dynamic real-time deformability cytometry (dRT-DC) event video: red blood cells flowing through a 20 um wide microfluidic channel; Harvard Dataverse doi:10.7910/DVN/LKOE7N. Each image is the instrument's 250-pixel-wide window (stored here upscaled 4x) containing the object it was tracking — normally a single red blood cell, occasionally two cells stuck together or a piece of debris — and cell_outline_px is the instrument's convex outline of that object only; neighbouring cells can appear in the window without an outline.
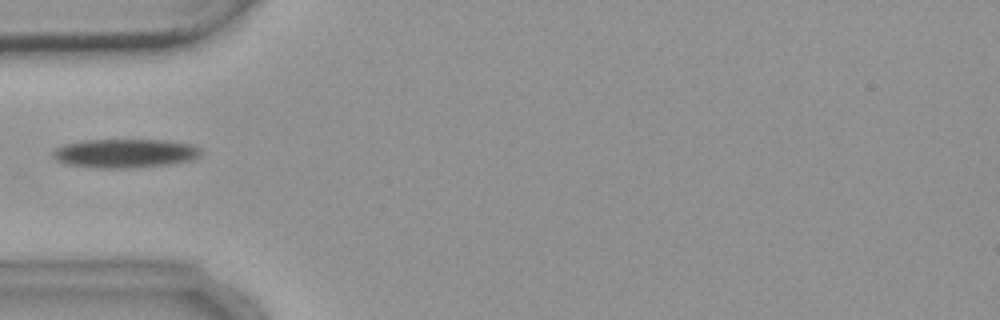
{"species": "common noctule bat (a hibernating species)", "species_latin": "Nyctalus noctula", "temperature_condition": "warm", "stored_images_in_passage": 3, "camera_frame_rate_fps": 3000, "um_per_image_px": 0.085, "animal": {"sex": "female", "body_mass_g": 18.4}, "frame": {"image": 1, "passage_image": 3, "time_ms": 3.0, "image_size_px": [1000, 320], "cell_outline_px": [[200, 156], [192, 160], [172, 164], [136, 168], [96, 168], [68, 164], [56, 160], [52, 156], [52, 152], [56, 148], [64, 144], [84, 140], [168, 140], [192, 144], [200, 148]], "centroid_in_image_um": [10.65, 13.03], "position_along_channel_um": 74.4, "area_um2": 25.14}}